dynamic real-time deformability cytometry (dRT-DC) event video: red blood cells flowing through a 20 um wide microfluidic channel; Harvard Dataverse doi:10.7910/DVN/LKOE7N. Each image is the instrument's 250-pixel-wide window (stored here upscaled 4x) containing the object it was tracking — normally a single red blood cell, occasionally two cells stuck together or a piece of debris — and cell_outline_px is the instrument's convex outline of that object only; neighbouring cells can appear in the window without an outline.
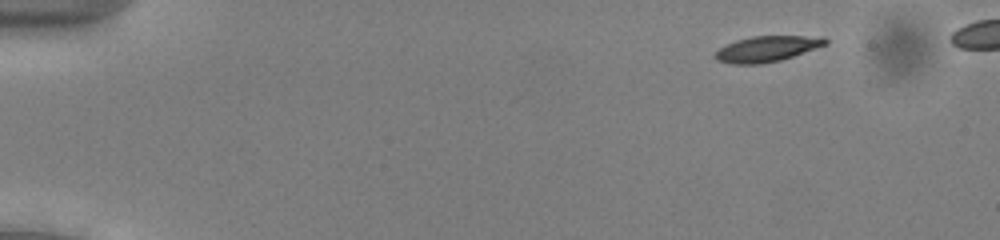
{"species": "common noctule bat (a hibernating species)", "species_latin": "Nyctalus noctula", "temperature_condition": "cold", "stored_images_in_passage": 46, "camera_frame_rate_fps": 3000, "um_per_image_px": 0.085, "animal": {"sex": "male", "body_mass_g": 13.0, "forearm_length_mm": 53.1}, "frame": {"image": 1, "passage_image": 1, "time_ms": 0.0, "image_size_px": [1000, 240], "cell_outline_px": [[828, 44], [780, 60], [760, 64], [732, 64], [716, 60], [716, 52], [720, 48], [736, 40], [752, 36], [824, 36], [828, 40]], "centroid_in_image_um": [65.22, 4.14], "position_along_channel_um": 19.8, "area_um2": 16.36}}
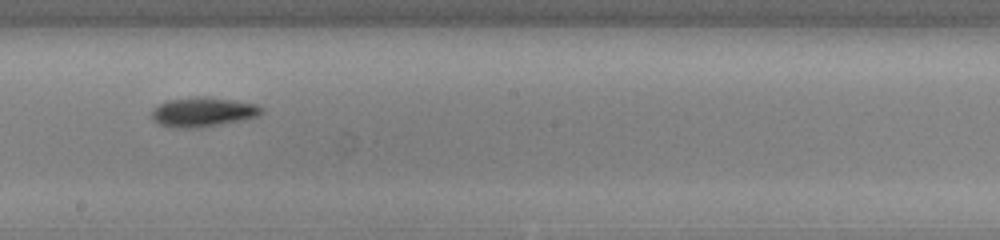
{"frame": {"image": 2, "passage_image": 26, "time_ms": 8.333, "image_size_px": [1000, 240], "cell_outline_px": [[264, 112], [256, 116], [244, 120], [200, 128], [172, 128], [160, 124], [152, 120], [152, 108], [168, 100], [192, 96], [204, 96], [236, 100], [256, 104], [264, 108]], "centroid_in_image_um": [17.26, 9.52], "position_along_channel_um": 230.9, "area_um2": 19.25}}
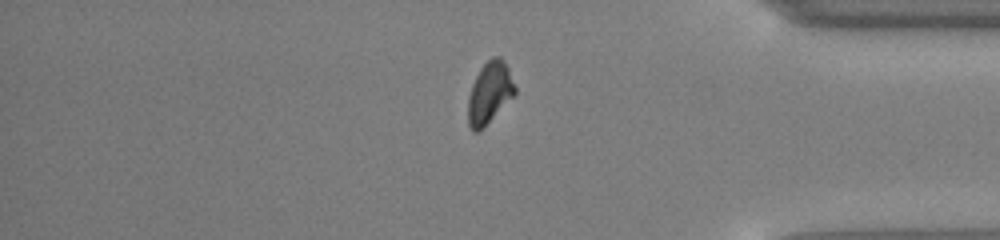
{"frame": {"image": 3, "passage_image": 40, "time_ms": 13.0, "image_size_px": [1000, 240], "cell_outline_px": [[516, 92], [484, 128], [480, 132], [472, 132], [468, 124], [468, 96], [472, 84], [480, 68], [492, 56], [500, 56], [504, 60], [508, 68], [516, 88]], "centroid_in_image_um": [41.59, 7.9], "position_along_channel_um": 393.6, "area_um2": 16.88}}